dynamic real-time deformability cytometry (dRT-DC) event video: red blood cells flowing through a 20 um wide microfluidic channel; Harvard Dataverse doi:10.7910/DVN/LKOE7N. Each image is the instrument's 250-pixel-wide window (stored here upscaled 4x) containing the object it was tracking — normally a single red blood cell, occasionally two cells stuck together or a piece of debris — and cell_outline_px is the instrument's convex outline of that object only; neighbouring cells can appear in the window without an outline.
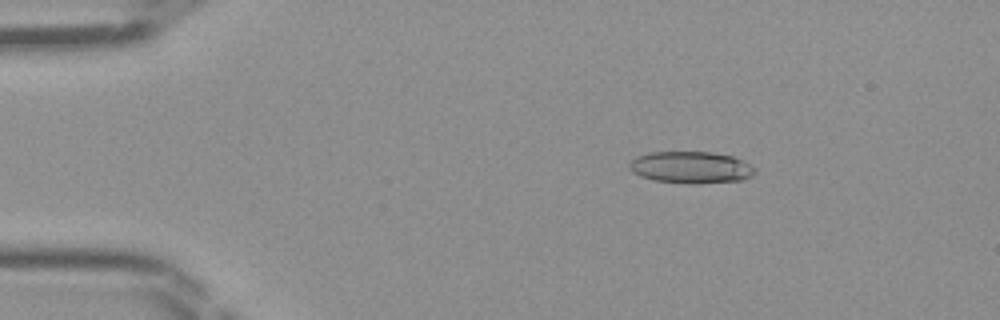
{"species": "Egyptian fruit bat (a non-hibernating species)", "species_latin": "Rousettus aegyptiacus", "temperature_condition": "room temperature", "stored_images_in_passage": 39, "camera_frame_rate_fps": 3000, "um_per_image_px": 0.085, "frame": {"image": 1, "passage_image": 1, "time_ms": 0.0, "image_size_px": [1000, 320], "cell_outline_px": [[756, 172], [752, 176], [740, 180], [692, 184], [688, 184], [652, 180], [640, 176], [632, 172], [628, 168], [628, 164], [636, 156], [648, 152], [712, 152], [732, 156], [756, 168]], "centroid_in_image_um": [58.68, 14.23], "position_along_channel_um": 26.3, "area_um2": 23.41}}
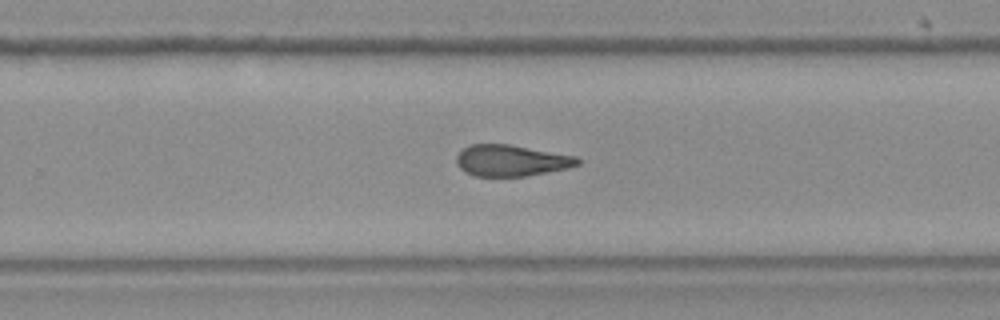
{"frame": {"image": 2, "passage_image": 23, "time_ms": 7.333, "image_size_px": [1000, 320], "cell_outline_px": [[580, 164], [568, 168], [524, 176], [476, 176], [460, 168], [456, 164], [456, 156], [464, 148], [472, 144], [508, 144], [576, 156], [580, 160]], "centroid_in_image_um": [43.46, 13.64], "position_along_channel_um": 286.3, "area_um2": 21.85}}
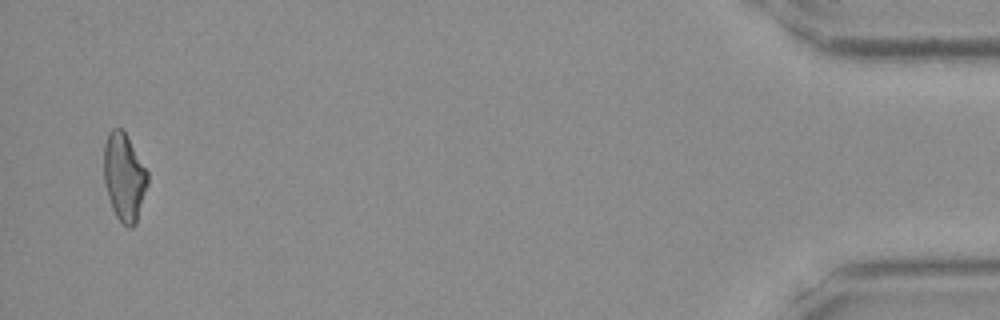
{"frame": {"image": 3, "passage_image": 38, "time_ms": 12.333, "image_size_px": [1000, 320], "cell_outline_px": [[148, 184], [136, 224], [132, 228], [128, 228], [116, 216], [112, 208], [104, 184], [104, 144], [108, 132], [112, 128], [120, 128], [124, 132], [148, 172]], "centroid_in_image_um": [10.55, 15.07], "position_along_channel_um": 424.7, "area_um2": 22.25}}